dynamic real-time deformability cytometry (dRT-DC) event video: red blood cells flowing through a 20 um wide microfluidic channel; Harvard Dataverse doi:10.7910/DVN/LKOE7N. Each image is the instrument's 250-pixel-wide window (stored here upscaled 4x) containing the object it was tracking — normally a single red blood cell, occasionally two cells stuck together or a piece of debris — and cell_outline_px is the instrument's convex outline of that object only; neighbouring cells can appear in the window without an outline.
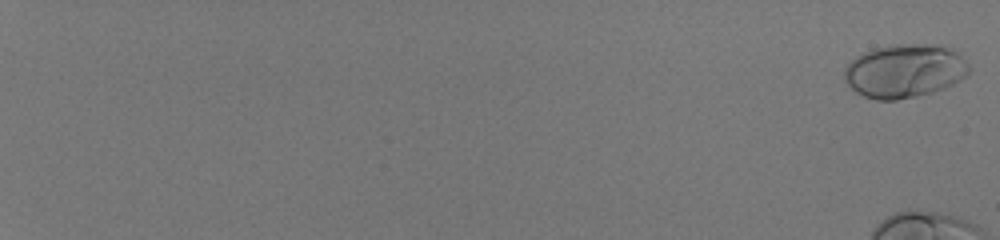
{"species": "human", "species_latin": "Homo sapiens", "temperature_condition": "room temperature", "stored_images_in_passage": 18, "camera_frame_rate_fps": 3000, "um_per_image_px": 0.085, "donor": {"sex": "male"}, "frame": {"image": 1, "passage_image": 1, "time_ms": 0.0, "image_size_px": [1000, 240], "cell_outline_px": [[968, 72], [964, 76], [952, 84], [932, 92], [916, 96], [896, 100], [876, 100], [864, 96], [856, 92], [844, 80], [844, 68], [856, 56], [864, 52], [876, 48], [896, 44], [916, 44], [952, 48], [968, 64]], "centroid_in_image_um": [76.84, 6.04], "position_along_channel_um": 8.2, "area_um2": 38.38}}